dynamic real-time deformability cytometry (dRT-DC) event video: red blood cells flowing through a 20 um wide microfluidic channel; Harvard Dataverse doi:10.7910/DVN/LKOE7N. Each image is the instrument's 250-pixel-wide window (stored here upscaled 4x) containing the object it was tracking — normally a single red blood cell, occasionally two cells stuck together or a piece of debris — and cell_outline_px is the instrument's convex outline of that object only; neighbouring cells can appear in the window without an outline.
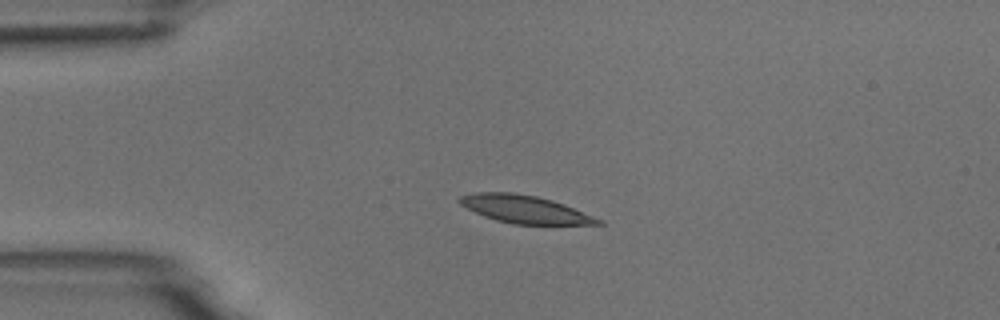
{"species": "common noctule bat (a hibernating species)", "species_latin": "Nyctalus noctula", "temperature_condition": "room temperature", "stored_images_in_passage": 4, "camera_frame_rate_fps": 3000, "um_per_image_px": 0.085, "animal": {"sex": "male", "body_mass_g": 18.8}, "frame": {"image": 1, "passage_image": 3, "time_ms": 3.333, "image_size_px": [1000, 320], "cell_outline_px": [[604, 224], [512, 224], [496, 220], [484, 216], [460, 204], [456, 200], [460, 196], [476, 192], [512, 192], [536, 196], [552, 200], [564, 204], [604, 220]], "centroid_in_image_um": [44.61, 17.78], "position_along_channel_um": 40.4, "area_um2": 22.31}}